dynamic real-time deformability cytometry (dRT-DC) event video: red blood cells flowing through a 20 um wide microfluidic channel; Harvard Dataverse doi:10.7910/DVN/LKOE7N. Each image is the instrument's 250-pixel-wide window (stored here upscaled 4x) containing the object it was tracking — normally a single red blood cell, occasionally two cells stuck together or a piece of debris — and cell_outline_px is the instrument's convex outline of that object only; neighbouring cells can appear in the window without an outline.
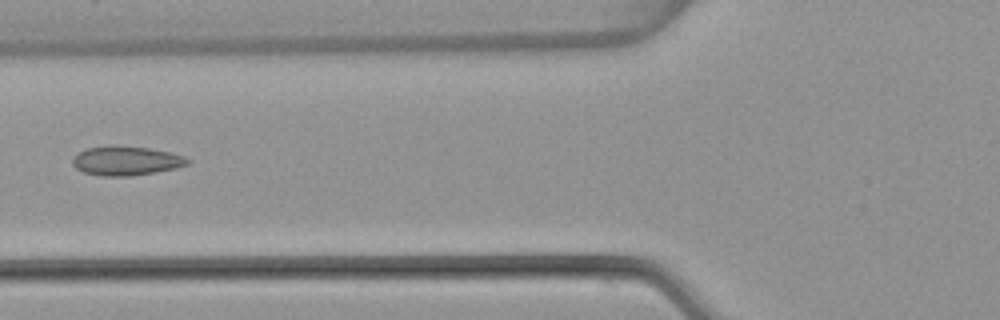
{"species": "common noctule bat (a hibernating species)", "species_latin": "Nyctalus noctula", "temperature_condition": "warm", "stored_images_in_passage": 6, "camera_frame_rate_fps": 3000, "um_per_image_px": 0.085, "animal": {"sex": "female", "body_mass_g": 22.7, "forearm_length_mm": 54.2}, "frame": {"image": 1, "passage_image": 5, "time_ms": 1.333, "image_size_px": [1000, 320], "cell_outline_px": [[192, 160], [188, 164], [176, 168], [132, 176], [100, 176], [84, 172], [76, 168], [72, 164], [72, 160], [80, 152], [88, 148], [116, 144], [148, 148], [172, 152], [184, 156]], "centroid_in_image_um": [10.75, 13.66], "position_along_channel_um": 115.0, "area_um2": 19.71}}
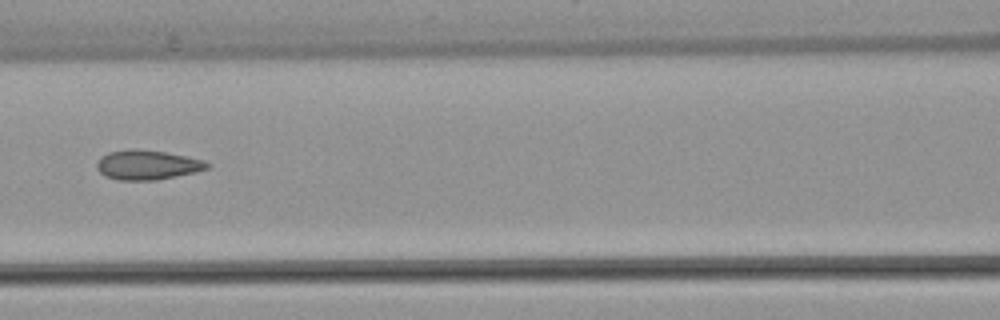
{"frame": {"image": 2, "passage_image": 6, "time_ms": 1.667, "image_size_px": [1000, 320], "cell_outline_px": [[212, 164], [208, 168], [196, 172], [156, 180], [116, 180], [104, 176], [96, 168], [96, 164], [100, 156], [108, 152], [132, 148], [164, 152], [188, 156], [204, 160]], "centroid_in_image_um": [12.51, 14.01], "position_along_channel_um": 154.1, "area_um2": 19.25}}